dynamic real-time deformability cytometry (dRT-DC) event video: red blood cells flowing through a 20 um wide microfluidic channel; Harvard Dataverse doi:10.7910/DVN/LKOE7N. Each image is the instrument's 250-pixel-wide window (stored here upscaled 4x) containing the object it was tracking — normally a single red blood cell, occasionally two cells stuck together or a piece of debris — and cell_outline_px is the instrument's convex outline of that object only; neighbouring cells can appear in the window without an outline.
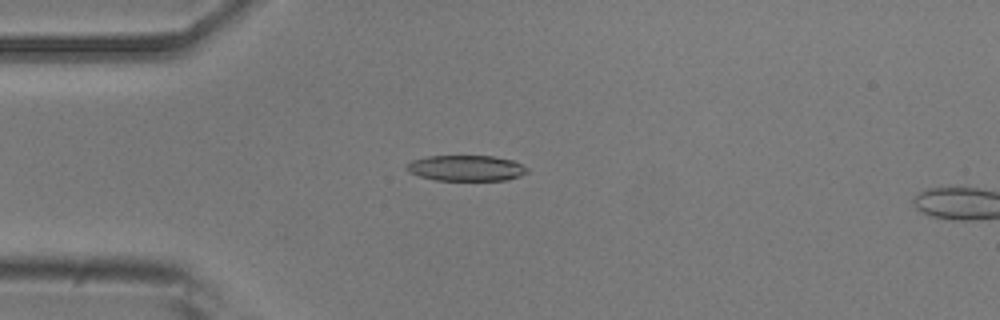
{"species": "common noctule bat (a hibernating species)", "species_latin": "Nyctalus noctula", "temperature_condition": "room temperature", "stored_images_in_passage": 16, "camera_frame_rate_fps": 3000, "um_per_image_px": 0.085, "animal": {"sex": "male", "body_mass_g": 20.5, "forearm_length_mm": 52.5}, "frame": {"image": 1, "passage_image": 14, "time_ms": 4.333, "image_size_px": [1000, 320], "cell_outline_px": [[528, 172], [520, 176], [508, 180], [436, 180], [420, 176], [408, 172], [404, 168], [412, 160], [428, 156], [492, 156], [512, 160], [528, 168]], "centroid_in_image_um": [39.62, 14.29], "position_along_channel_um": 45.4, "area_um2": 18.03}}